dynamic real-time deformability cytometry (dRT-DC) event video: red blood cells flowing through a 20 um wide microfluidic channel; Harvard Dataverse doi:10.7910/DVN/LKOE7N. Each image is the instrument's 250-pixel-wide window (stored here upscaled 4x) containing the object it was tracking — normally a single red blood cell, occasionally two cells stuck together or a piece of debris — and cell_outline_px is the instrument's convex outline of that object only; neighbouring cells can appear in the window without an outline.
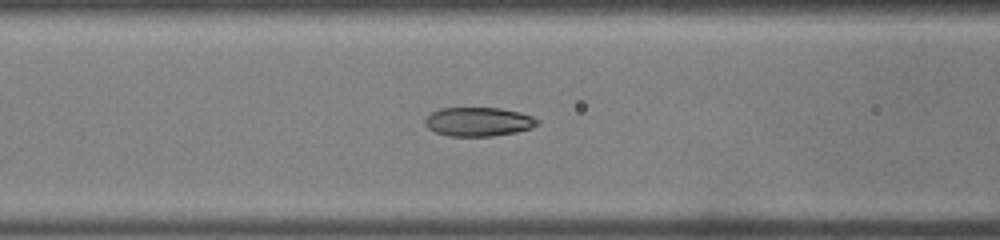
{"species": "common noctule bat (a hibernating species)", "species_latin": "Nyctalus noctula", "temperature_condition": "warm", "stored_images_in_passage": 33, "camera_frame_rate_fps": 3000, "um_per_image_px": 0.085, "animal": {"sex": "male", "body_mass_g": 19.0, "forearm_length_mm": 50.8}, "frame": {"image": 1, "passage_image": 14, "time_ms": 4.333, "image_size_px": [1000, 240], "cell_outline_px": [[540, 124], [516, 132], [492, 136], [452, 136], [436, 132], [428, 128], [424, 124], [424, 120], [432, 112], [440, 108], [500, 108], [520, 112], [532, 116], [540, 120]], "centroid_in_image_um": [40.68, 10.34], "position_along_channel_um": 125.9, "area_um2": 18.9}}
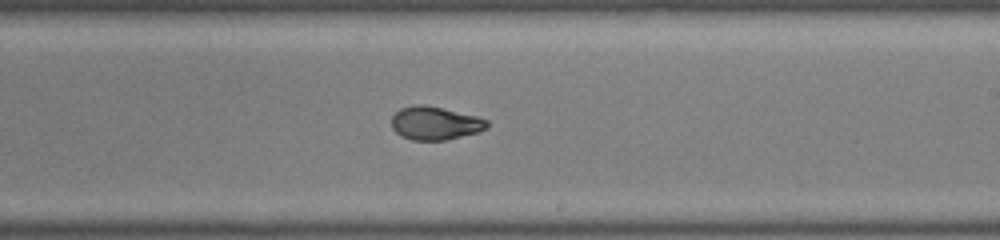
{"frame": {"image": 2, "passage_image": 21, "time_ms": 6.667, "image_size_px": [1000, 240], "cell_outline_px": [[488, 128], [480, 132], [444, 140], [412, 140], [400, 136], [392, 128], [392, 116], [400, 108], [416, 104], [424, 104], [480, 116], [488, 120]], "centroid_in_image_um": [37.01, 10.46], "position_along_channel_um": 252.0, "area_um2": 18.79}}
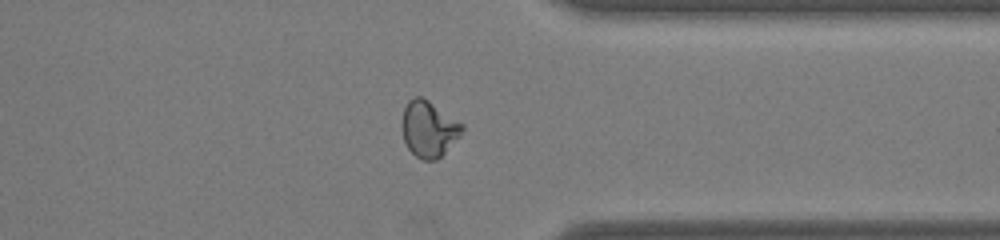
{"frame": {"image": 3, "passage_image": 28, "time_ms": 9.0, "image_size_px": [1000, 240], "cell_outline_px": [[464, 128], [460, 136], [436, 160], [424, 160], [416, 156], [408, 148], [404, 140], [400, 124], [404, 108], [408, 100], [412, 96], [420, 96], [428, 100], [464, 124]], "centroid_in_image_um": [36.42, 10.93], "position_along_channel_um": 375.0, "area_um2": 19.71}}